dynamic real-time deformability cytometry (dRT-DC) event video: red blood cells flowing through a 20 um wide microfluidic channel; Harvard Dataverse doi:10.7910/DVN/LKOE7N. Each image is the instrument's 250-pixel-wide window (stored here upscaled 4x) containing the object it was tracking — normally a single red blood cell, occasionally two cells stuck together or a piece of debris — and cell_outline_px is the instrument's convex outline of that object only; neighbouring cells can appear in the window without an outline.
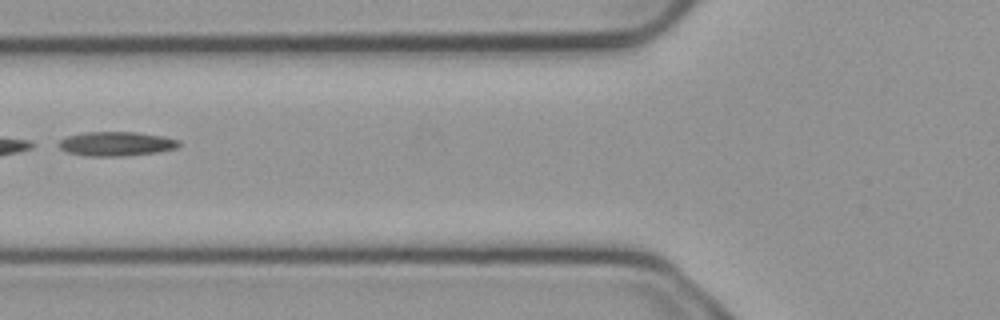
{"species": "common noctule bat (a hibernating species)", "species_latin": "Nyctalus noctula", "temperature_condition": "cold", "stored_images_in_passage": 3, "camera_frame_rate_fps": 3000, "um_per_image_px": 0.085, "animal": {"sex": "male", "body_mass_g": 23.1, "forearm_length_mm": 52.7}, "frame": {"image": 1, "passage_image": 3, "time_ms": 0.667, "image_size_px": [1000, 320], "cell_outline_px": [[180, 144], [176, 148], [156, 152], [124, 156], [84, 156], [68, 152], [52, 144], [68, 136], [84, 132], [136, 132], [164, 136], [180, 140]], "centroid_in_image_um": [9.83, 12.22], "position_along_channel_um": 116.0, "area_um2": 17.17}}